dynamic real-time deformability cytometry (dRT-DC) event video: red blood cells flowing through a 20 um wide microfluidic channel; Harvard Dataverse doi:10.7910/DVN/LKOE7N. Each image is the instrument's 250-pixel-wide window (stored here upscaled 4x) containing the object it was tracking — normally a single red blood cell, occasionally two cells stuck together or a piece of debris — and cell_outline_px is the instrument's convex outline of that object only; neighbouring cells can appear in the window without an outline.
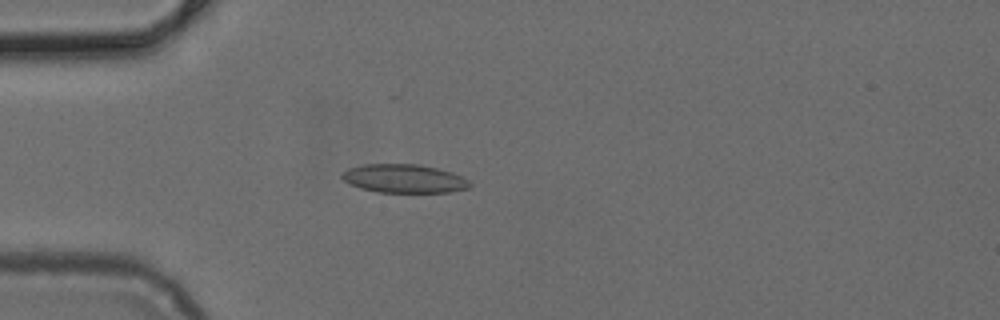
{"species": "common noctule bat (a hibernating species)", "species_latin": "Nyctalus noctula", "temperature_condition": "cold", "stored_images_in_passage": 49, "camera_frame_rate_fps": 3000, "um_per_image_px": 0.085, "animal": {"sex": "female", "body_mass_g": 24.6, "forearm_length_mm": 56.2}, "frame": {"image": 1, "passage_image": 13, "time_ms": 4.0, "image_size_px": [1000, 320], "cell_outline_px": [[472, 184], [468, 188], [448, 192], [376, 192], [360, 188], [344, 180], [340, 176], [348, 168], [364, 164], [420, 164], [452, 172], [468, 180]], "centroid_in_image_um": [34.34, 15.17], "position_along_channel_um": 50.7, "area_um2": 21.15}}
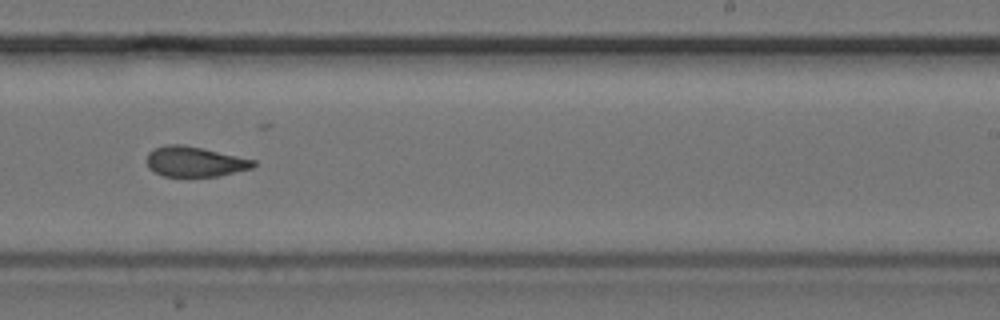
{"frame": {"image": 2, "passage_image": 30, "time_ms": 9.667, "image_size_px": [1000, 320], "cell_outline_px": [[256, 164], [252, 168], [220, 176], [164, 176], [152, 172], [148, 168], [148, 152], [152, 148], [168, 144], [180, 144], [200, 148], [256, 160]], "centroid_in_image_um": [16.53, 13.74], "position_along_channel_um": 272.5, "area_um2": 18.67}}
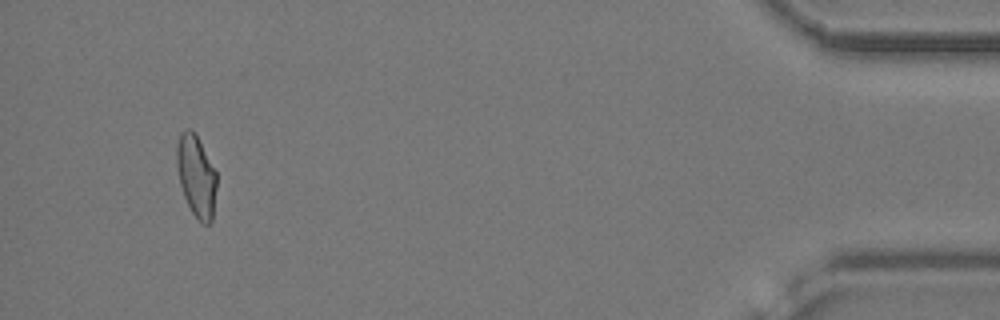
{"frame": {"image": 3, "passage_image": 46, "time_ms": 15.0, "image_size_px": [1000, 320], "cell_outline_px": [[216, 188], [212, 220], [208, 224], [200, 224], [192, 212], [184, 196], [180, 184], [176, 164], [176, 144], [180, 132], [188, 128], [192, 128], [196, 132], [216, 172]], "centroid_in_image_um": [16.67, 14.92], "position_along_channel_um": 418.5, "area_um2": 19.25}}